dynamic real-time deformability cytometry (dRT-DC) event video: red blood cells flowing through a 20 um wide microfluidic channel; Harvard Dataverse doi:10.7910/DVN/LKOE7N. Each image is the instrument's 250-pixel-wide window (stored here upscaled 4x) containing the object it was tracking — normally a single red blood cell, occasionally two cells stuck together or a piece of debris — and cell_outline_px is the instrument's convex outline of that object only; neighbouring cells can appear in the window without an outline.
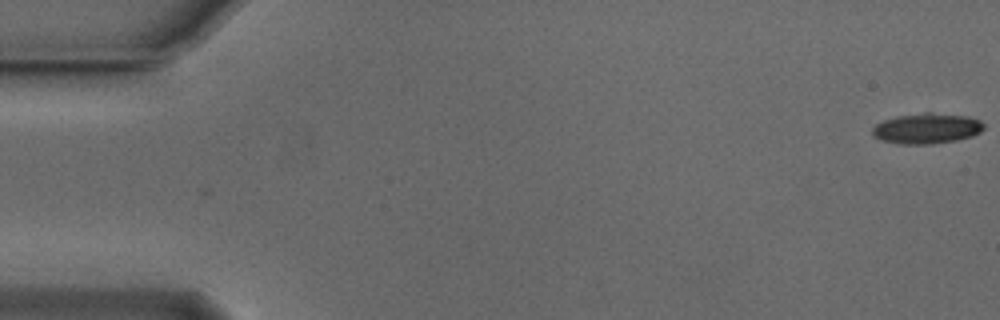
{"species": "Egyptian fruit bat (a non-hibernating species)", "species_latin": "Rousettus aegyptiacus", "temperature_condition": "cold", "stored_images_in_passage": 2, "camera_frame_rate_fps": 3000, "um_per_image_px": 0.085, "animal": {"sex": "male"}, "frame": {"image": 1, "passage_image": 2, "time_ms": 0.333, "image_size_px": [1000, 320], "cell_outline_px": [[984, 128], [980, 132], [972, 136], [956, 140], [932, 144], [900, 144], [884, 140], [872, 136], [872, 128], [876, 124], [884, 120], [896, 116], [924, 112], [932, 112], [968, 116], [980, 120], [984, 124]], "centroid_in_image_um": [78.78, 10.91], "position_along_channel_um": 6.2, "area_um2": 19.88}}